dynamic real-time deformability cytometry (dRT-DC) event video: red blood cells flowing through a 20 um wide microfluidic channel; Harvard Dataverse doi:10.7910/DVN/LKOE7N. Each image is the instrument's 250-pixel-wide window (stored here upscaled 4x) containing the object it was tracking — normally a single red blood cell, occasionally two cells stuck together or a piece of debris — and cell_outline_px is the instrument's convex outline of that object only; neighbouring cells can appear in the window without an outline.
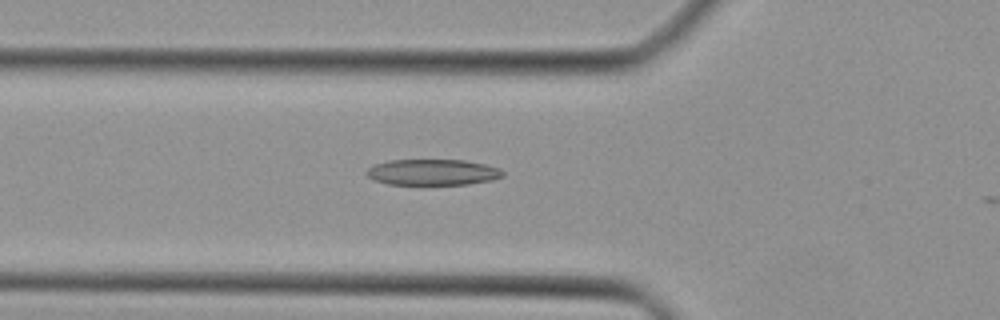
{"species": "Egyptian fruit bat (a non-hibernating species)", "species_latin": "Rousettus aegyptiacus", "temperature_condition": "cold", "stored_images_in_passage": 4, "camera_frame_rate_fps": 3000, "um_per_image_px": 0.085, "animal": {"sex": "female"}, "frame": {"image": 1, "passage_image": 3, "time_ms": 0.667, "image_size_px": [1000, 320], "cell_outline_px": [[504, 176], [492, 180], [468, 184], [424, 188], [388, 184], [372, 180], [364, 172], [368, 168], [376, 164], [392, 160], [464, 160], [484, 164], [500, 168], [504, 172]], "centroid_in_image_um": [36.75, 14.7], "position_along_channel_um": 89.0, "area_um2": 21.73}}